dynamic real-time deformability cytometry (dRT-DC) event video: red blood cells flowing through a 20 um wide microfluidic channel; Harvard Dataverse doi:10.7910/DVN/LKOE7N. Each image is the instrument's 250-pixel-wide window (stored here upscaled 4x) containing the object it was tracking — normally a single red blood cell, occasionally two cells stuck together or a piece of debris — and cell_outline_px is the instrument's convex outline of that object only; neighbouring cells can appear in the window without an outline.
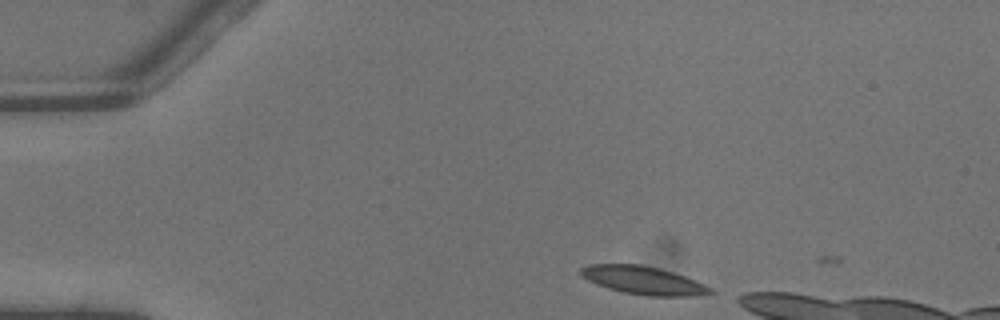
{"species": "common noctule bat (a hibernating species)", "species_latin": "Nyctalus noctula", "temperature_condition": "warm", "stored_images_in_passage": 3, "camera_frame_rate_fps": 3000, "um_per_image_px": 0.085, "animal": {"sex": "male", "body_mass_g": 13.3}, "frame": {"image": 1, "passage_image": 1, "time_ms": 0.0, "image_size_px": [1000, 320], "cell_outline_px": [[716, 292], [692, 296], [648, 296], [624, 292], [608, 288], [596, 284], [580, 276], [580, 268], [588, 264], [640, 264], [660, 268], [684, 276], [704, 284], [712, 288]], "centroid_in_image_um": [54.66, 23.82], "position_along_channel_um": 30.3, "area_um2": 21.21}}